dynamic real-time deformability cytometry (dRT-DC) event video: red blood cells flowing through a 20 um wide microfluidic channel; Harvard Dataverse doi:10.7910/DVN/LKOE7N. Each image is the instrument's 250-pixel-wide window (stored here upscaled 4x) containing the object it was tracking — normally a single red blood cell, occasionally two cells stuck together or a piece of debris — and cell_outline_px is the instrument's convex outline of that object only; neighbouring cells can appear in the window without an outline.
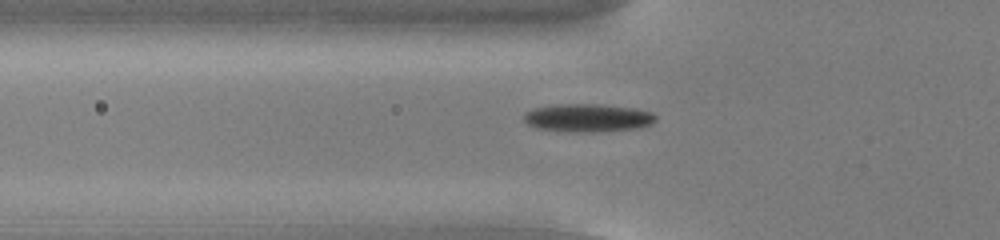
{"species": "common noctule bat (a hibernating species)", "species_latin": "Nyctalus noctula", "temperature_condition": "cold", "stored_images_in_passage": 55, "camera_frame_rate_fps": 3000, "um_per_image_px": 0.085, "animal": {"sex": "male", "body_mass_g": 13.0, "forearm_length_mm": 53.1}, "frame": {"image": 1, "passage_image": 20, "time_ms": 6.333, "image_size_px": [1000, 240], "cell_outline_px": [[656, 120], [652, 124], [636, 128], [592, 132], [572, 132], [536, 128], [528, 124], [524, 120], [524, 112], [532, 108], [560, 104], [596, 104], [636, 108], [652, 112], [656, 116]], "centroid_in_image_um": [49.95, 10.01], "position_along_channel_um": 75.8, "area_um2": 21.62}}
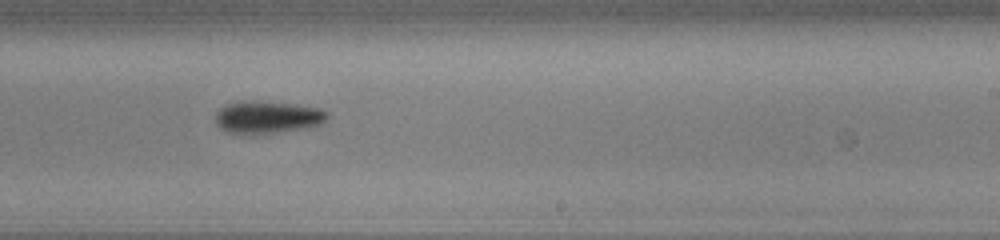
{"frame": {"image": 2, "passage_image": 35, "time_ms": 11.333, "image_size_px": [1000, 240], "cell_outline_px": [[328, 120], [320, 124], [308, 128], [264, 136], [248, 136], [228, 132], [220, 128], [216, 124], [216, 112], [220, 108], [236, 100], [252, 100], [300, 104], [320, 108], [328, 112]], "centroid_in_image_um": [22.75, 9.99], "position_along_channel_um": 266.3, "area_um2": 22.37}}
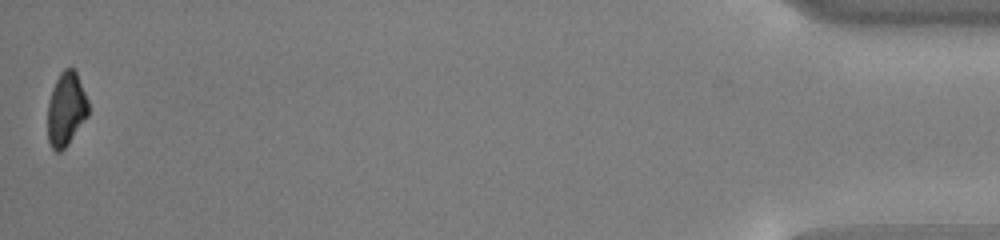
{"frame": {"image": 3, "passage_image": 55, "time_ms": 18.0, "image_size_px": [1000, 240], "cell_outline_px": [[88, 116], [68, 144], [60, 152], [56, 152], [52, 148], [48, 140], [48, 100], [52, 88], [60, 72], [64, 68], [72, 68], [76, 72], [88, 100]], "centroid_in_image_um": [5.61, 9.28], "position_along_channel_um": 429.6, "area_um2": 17.46}, "authors_computed_cell_mechanics": {"area_um2": 19.1318, "velocity_mm_per_s": 3.8176, "shape_relaxation_time_tau1_ms": 2.9061, "shape_relaxation_time_tau2_ms": null, "deformation_change_tau1": 0.1333, "deformation_change_tau2": null}}